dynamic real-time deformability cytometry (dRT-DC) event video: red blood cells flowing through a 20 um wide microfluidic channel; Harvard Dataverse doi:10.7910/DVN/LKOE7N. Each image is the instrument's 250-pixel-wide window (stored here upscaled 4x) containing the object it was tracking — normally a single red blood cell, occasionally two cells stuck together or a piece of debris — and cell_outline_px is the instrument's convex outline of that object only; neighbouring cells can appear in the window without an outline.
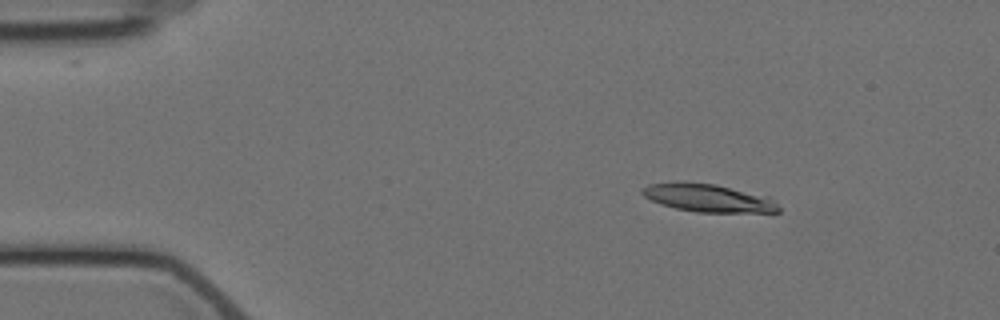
{"species": "Egyptian fruit bat (a non-hibernating species)", "species_latin": "Rousettus aegyptiacus", "temperature_condition": "cold", "stored_images_in_passage": 7, "camera_frame_rate_fps": 3000, "um_per_image_px": 0.085, "animal": {"sex": "female"}, "frame": {"image": 1, "passage_image": 2, "time_ms": 2.0, "image_size_px": [1000, 320], "cell_outline_px": [[780, 212], [696, 212], [676, 208], [660, 204], [644, 196], [640, 192], [648, 184], [676, 180], [680, 180], [716, 184], [768, 196], [780, 208]], "centroid_in_image_um": [60.15, 16.8], "position_along_channel_um": 24.9, "area_um2": 22.43}}